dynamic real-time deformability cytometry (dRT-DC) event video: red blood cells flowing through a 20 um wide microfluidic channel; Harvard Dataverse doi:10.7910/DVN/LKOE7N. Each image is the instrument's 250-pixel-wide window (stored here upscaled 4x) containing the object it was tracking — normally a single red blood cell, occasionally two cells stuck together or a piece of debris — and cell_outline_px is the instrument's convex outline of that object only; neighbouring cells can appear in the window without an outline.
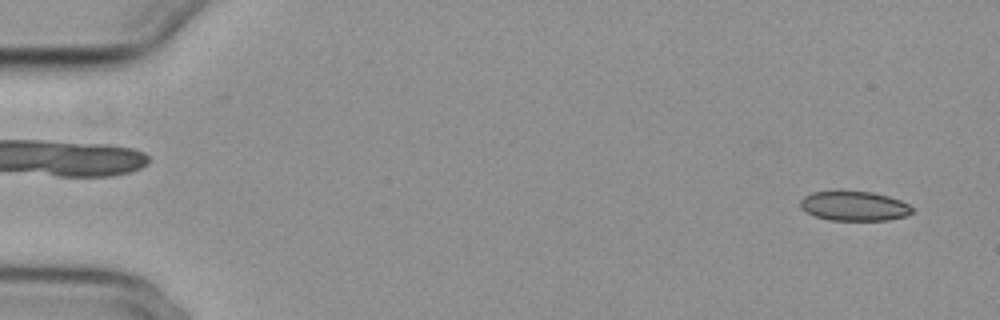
{"species": "common noctule bat (a hibernating species)", "species_latin": "Nyctalus noctula", "temperature_condition": "cold", "stored_images_in_passage": 28, "camera_frame_rate_fps": 3000, "um_per_image_px": 0.085, "animal": {"sex": "female", "body_mass_g": 29.2, "forearm_length_mm": 56.3}, "frame": {"image": 1, "passage_image": 1, "time_ms": 0.0, "image_size_px": [1000, 320], "cell_outline_px": [[912, 212], [908, 216], [888, 220], [828, 220], [816, 216], [800, 208], [800, 200], [804, 196], [812, 192], [840, 188], [872, 192], [888, 196], [900, 200], [908, 204], [912, 208]], "centroid_in_image_um": [72.57, 17.47], "position_along_channel_um": 12.4, "area_um2": 19.94}}
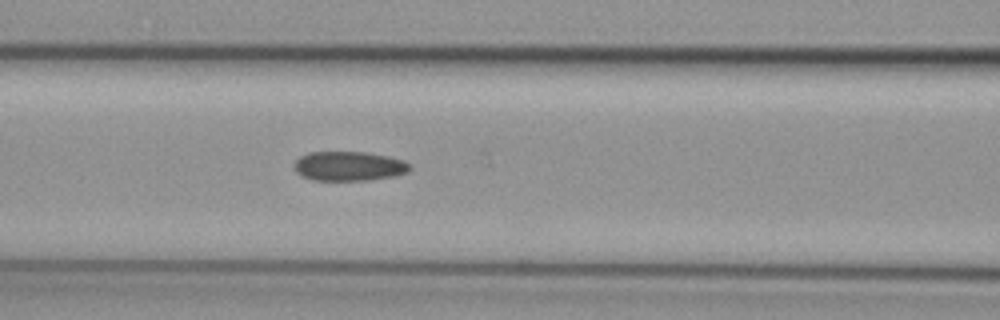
{"frame": {"image": 2, "passage_image": 22, "time_ms": 7.0, "image_size_px": [1000, 320], "cell_outline_px": [[412, 168], [408, 172], [396, 176], [368, 180], [312, 180], [300, 176], [296, 172], [296, 160], [300, 156], [308, 152], [364, 152], [388, 156], [404, 160]], "centroid_in_image_um": [29.67, 14.12], "position_along_channel_um": 136.9, "area_um2": 19.88}}
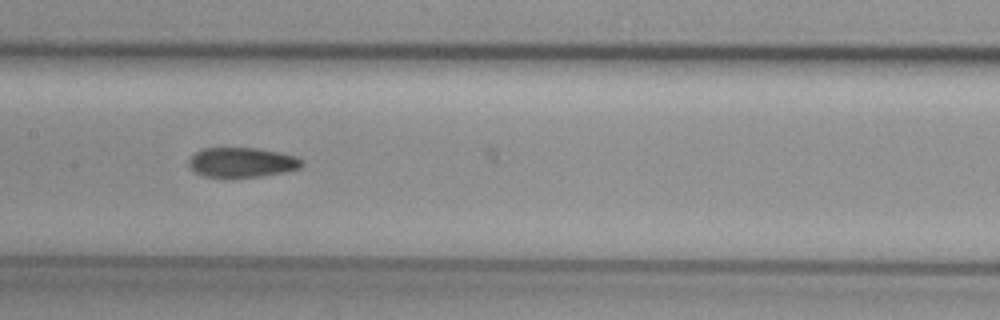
{"frame": {"image": 3, "passage_image": 26, "time_ms": 8.333, "image_size_px": [1000, 320], "cell_outline_px": [[304, 164], [300, 168], [288, 172], [260, 176], [204, 176], [192, 172], [188, 168], [188, 160], [196, 152], [204, 148], [256, 148], [296, 156], [304, 160]], "centroid_in_image_um": [20.57, 13.8], "position_along_channel_um": 186.8, "area_um2": 19.59}}